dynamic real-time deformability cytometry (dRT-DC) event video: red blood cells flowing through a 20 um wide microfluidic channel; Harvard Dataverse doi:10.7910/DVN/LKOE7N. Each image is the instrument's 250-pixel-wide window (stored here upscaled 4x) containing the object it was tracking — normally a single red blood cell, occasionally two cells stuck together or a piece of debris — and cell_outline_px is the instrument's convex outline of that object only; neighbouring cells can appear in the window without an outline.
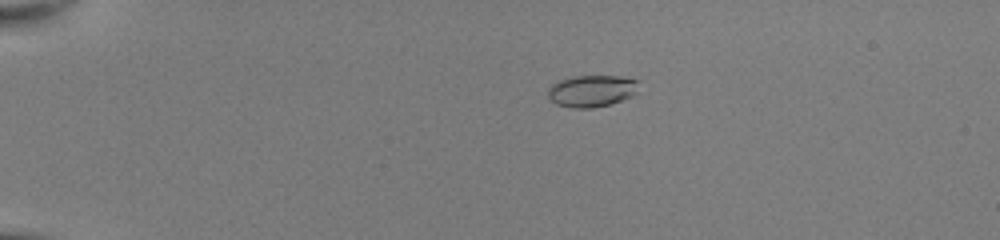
{"species": "common noctule bat (a hibernating species)", "species_latin": "Nyctalus noctula", "temperature_condition": "room temperature", "stored_images_in_passage": 39, "camera_frame_rate_fps": 3000, "um_per_image_px": 0.085, "animal": {"sex": "female", "body_mass_g": 22.0, "forearm_length_mm": 56.7}, "frame": {"image": 1, "passage_image": 1, "time_ms": 0.0, "image_size_px": [1000, 240], "cell_outline_px": [[632, 80], [620, 96], [616, 100], [604, 104], [564, 104], [560, 84], [568, 80], [592, 76], [600, 76]], "centroid_in_image_um": [50.41, 7.65], "position_along_channel_um": 34.6, "area_um2": 11.39}}
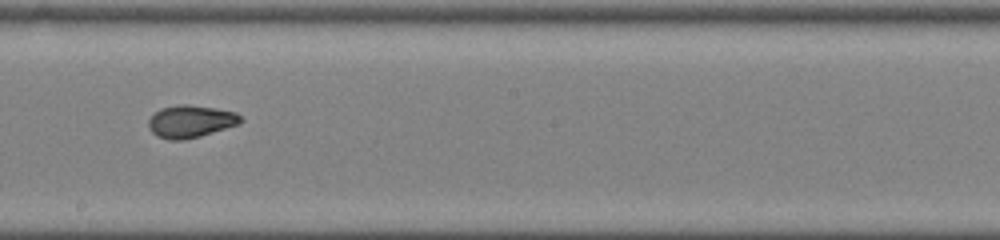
{"frame": {"image": 2, "passage_image": 21, "time_ms": 6.667, "image_size_px": [1000, 240], "cell_outline_px": [[240, 120], [232, 124], [208, 132], [192, 136], [164, 136], [156, 132], [152, 128], [152, 120], [160, 112], [168, 108], [204, 108], [228, 112], [236, 116]], "centroid_in_image_um": [16.23, 10.32], "position_along_channel_um": 232.0, "area_um2": 13.53}}
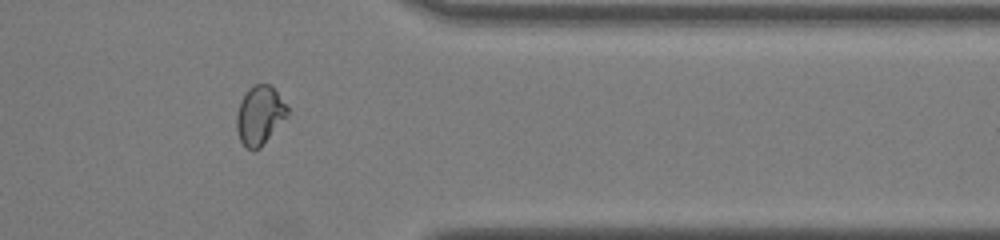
{"frame": {"image": 3, "passage_image": 33, "time_ms": 10.667, "image_size_px": [1000, 240], "cell_outline_px": [[288, 108], [264, 140], [256, 148], [252, 148], [244, 144], [240, 136], [240, 108], [248, 92], [252, 88], [272, 88]], "centroid_in_image_um": [22.08, 9.8], "position_along_channel_um": 389.3, "area_um2": 14.16}}